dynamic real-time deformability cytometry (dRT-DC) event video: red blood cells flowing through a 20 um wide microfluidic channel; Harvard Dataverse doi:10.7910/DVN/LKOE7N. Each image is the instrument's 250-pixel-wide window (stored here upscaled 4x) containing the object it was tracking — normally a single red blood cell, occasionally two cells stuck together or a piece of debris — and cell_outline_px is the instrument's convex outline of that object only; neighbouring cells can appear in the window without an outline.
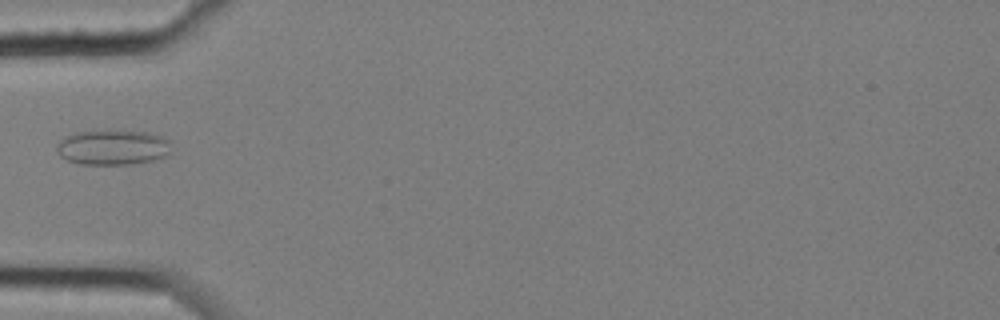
{"species": "common noctule bat (a hibernating species)", "species_latin": "Nyctalus noctula", "temperature_condition": "cold", "stored_images_in_passage": 8, "camera_frame_rate_fps": 3000, "um_per_image_px": 0.085, "animal": {"sex": "female", "body_mass_g": 25.1}, "frame": {"image": 1, "passage_image": 6, "time_ms": 1.667, "image_size_px": [1000, 320], "cell_outline_px": [[172, 140], [168, 152], [164, 156], [152, 160], [132, 164], [80, 164], [68, 160], [60, 156], [56, 152], [56, 144], [64, 136], [72, 132], [148, 132], [164, 136]], "centroid_in_image_um": [9.57, 12.53], "position_along_channel_um": 75.4, "area_um2": 23.24}}